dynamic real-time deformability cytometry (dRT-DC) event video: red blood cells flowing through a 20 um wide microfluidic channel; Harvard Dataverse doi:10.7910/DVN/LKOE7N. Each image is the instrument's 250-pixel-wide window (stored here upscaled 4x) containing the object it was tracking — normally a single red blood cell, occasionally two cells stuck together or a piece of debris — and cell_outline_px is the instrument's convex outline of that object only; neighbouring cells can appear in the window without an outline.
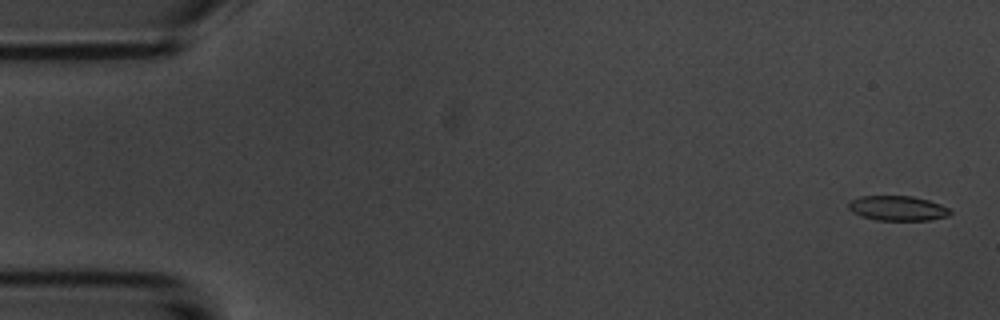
{"species": "common noctule bat (a hibernating species)", "species_latin": "Nyctalus noctula", "temperature_condition": "room temperature", "stored_images_in_passage": 5, "camera_frame_rate_fps": 3000, "um_per_image_px": 0.085, "animal": {"sex": "male", "body_mass_g": 20.1, "forearm_length_mm": 53.5}, "frame": {"image": 1, "passage_image": 1, "time_ms": 0.0, "image_size_px": [1000, 320], "cell_outline_px": [[952, 212], [948, 216], [928, 220], [876, 220], [860, 216], [852, 212], [848, 208], [848, 204], [852, 200], [860, 196], [912, 196], [928, 200], [940, 204], [948, 208]], "centroid_in_image_um": [76.28, 17.7], "position_along_channel_um": 8.7, "area_um2": 14.68}}
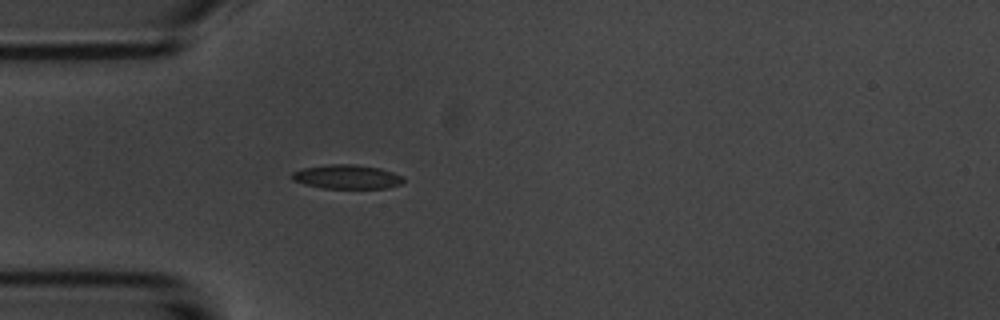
{"frame": {"image": 2, "passage_image": 5, "time_ms": 4.667, "image_size_px": [1000, 320], "cell_outline_px": [[404, 180], [400, 184], [388, 188], [324, 188], [304, 184], [292, 180], [288, 176], [292, 172], [300, 168], [332, 164], [352, 164], [380, 168], [404, 176]], "centroid_in_image_um": [29.45, 15.02], "position_along_channel_um": 55.6, "area_um2": 15.78}}